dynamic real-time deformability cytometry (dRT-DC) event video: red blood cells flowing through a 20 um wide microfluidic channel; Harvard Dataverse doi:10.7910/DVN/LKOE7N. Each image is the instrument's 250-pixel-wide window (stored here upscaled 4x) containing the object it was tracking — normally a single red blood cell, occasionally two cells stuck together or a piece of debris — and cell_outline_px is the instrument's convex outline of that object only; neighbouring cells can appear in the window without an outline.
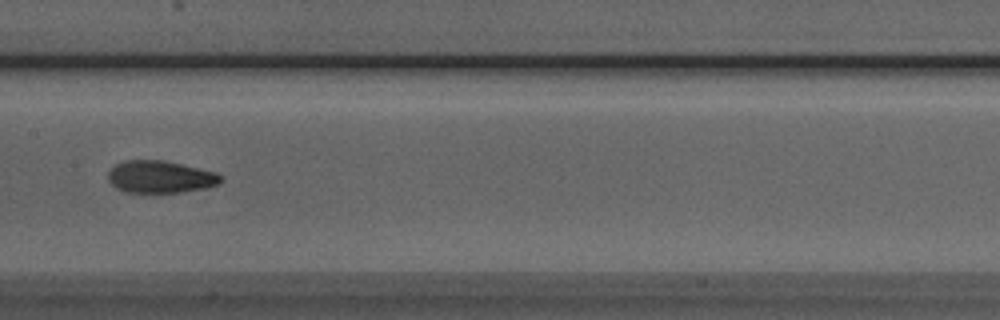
{"species": "Egyptian fruit bat (a non-hibernating species)", "species_latin": "Rousettus aegyptiacus", "temperature_condition": "room temperature", "stored_images_in_passage": 7, "camera_frame_rate_fps": 3000, "um_per_image_px": 0.085, "animal": {"sex": "male"}, "frame": {"image": 1, "passage_image": 7, "time_ms": 7.667, "image_size_px": [1000, 320], "cell_outline_px": [[220, 184], [208, 188], [180, 192], [124, 192], [116, 188], [108, 180], [108, 172], [116, 164], [124, 160], [164, 160], [216, 172], [220, 176]], "centroid_in_image_um": [13.61, 15.03], "position_along_channel_um": 193.8, "area_um2": 21.15}}